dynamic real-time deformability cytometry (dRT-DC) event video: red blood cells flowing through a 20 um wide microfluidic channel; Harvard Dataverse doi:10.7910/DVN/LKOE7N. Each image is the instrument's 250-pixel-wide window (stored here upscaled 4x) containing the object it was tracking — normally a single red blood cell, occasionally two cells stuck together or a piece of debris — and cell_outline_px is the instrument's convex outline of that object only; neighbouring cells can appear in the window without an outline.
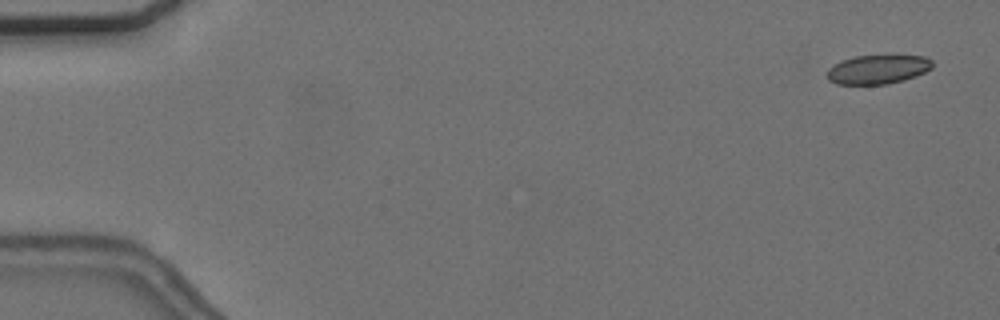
{"species": "common noctule bat (a hibernating species)", "species_latin": "Nyctalus noctula", "temperature_condition": "cold", "stored_images_in_passage": 10, "camera_frame_rate_fps": 3000, "um_per_image_px": 0.085, "animal": {"sex": "female", "body_mass_g": 24.6, "forearm_length_mm": 56.2}, "frame": {"image": 1, "passage_image": 3, "time_ms": 0.667, "image_size_px": [1000, 320], "cell_outline_px": [[932, 68], [916, 76], [904, 80], [888, 84], [836, 84], [828, 80], [828, 68], [840, 60], [856, 56], [924, 56], [932, 60]], "centroid_in_image_um": [74.6, 5.9], "position_along_channel_um": 10.4, "area_um2": 17.74}}